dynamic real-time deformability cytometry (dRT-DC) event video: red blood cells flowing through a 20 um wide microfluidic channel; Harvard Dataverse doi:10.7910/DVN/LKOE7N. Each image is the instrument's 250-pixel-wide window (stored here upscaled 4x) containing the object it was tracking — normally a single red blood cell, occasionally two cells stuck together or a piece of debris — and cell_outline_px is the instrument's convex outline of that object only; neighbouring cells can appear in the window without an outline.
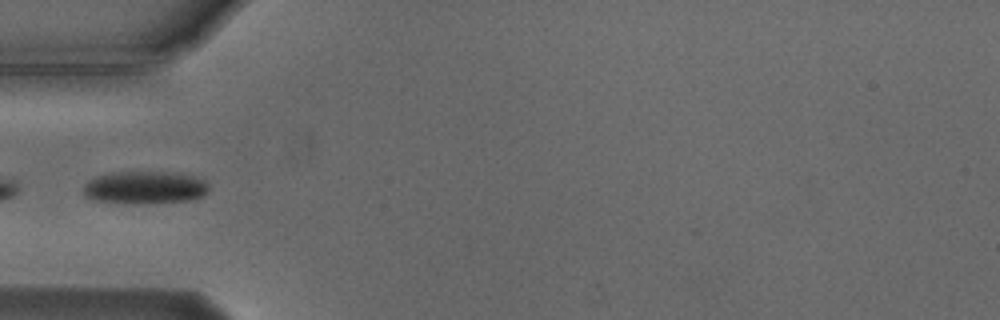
{"species": "Egyptian fruit bat (a non-hibernating species)", "species_latin": "Rousettus aegyptiacus", "temperature_condition": "cold", "stored_images_in_passage": 5, "camera_frame_rate_fps": 3000, "um_per_image_px": 0.085, "animal": {"sex": "male"}, "frame": {"image": 1, "passage_image": 5, "time_ms": 4.667, "image_size_px": [1000, 320], "cell_outline_px": [[208, 192], [204, 196], [188, 200], [148, 204], [132, 204], [96, 200], [84, 196], [84, 184], [88, 180], [96, 176], [112, 172], [164, 172], [192, 176], [204, 180], [208, 184]], "centroid_in_image_um": [12.29, 15.95], "position_along_channel_um": 72.7, "area_um2": 23.99}}